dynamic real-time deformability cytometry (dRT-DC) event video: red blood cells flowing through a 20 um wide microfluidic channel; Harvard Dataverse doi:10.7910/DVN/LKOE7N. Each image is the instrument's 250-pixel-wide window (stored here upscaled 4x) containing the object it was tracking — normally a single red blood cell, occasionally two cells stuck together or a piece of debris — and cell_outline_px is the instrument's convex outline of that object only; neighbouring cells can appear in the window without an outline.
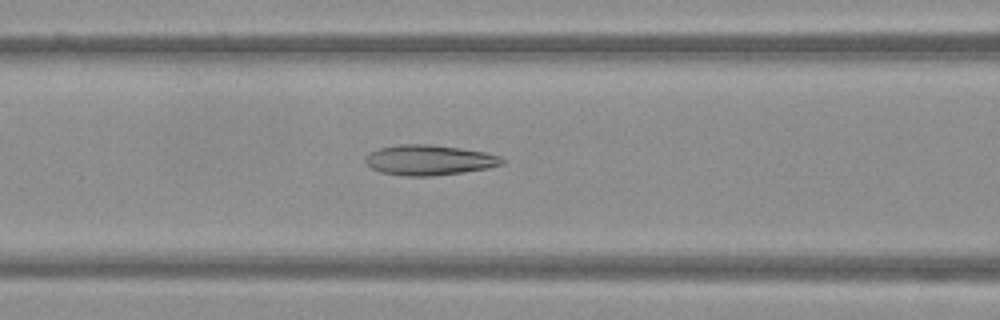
{"species": "Egyptian fruit bat (a non-hibernating species)", "species_latin": "Rousettus aegyptiacus", "temperature_condition": "warm", "stored_images_in_passage": 50, "camera_frame_rate_fps": 3000, "um_per_image_px": 0.085, "frame": {"image": 1, "passage_image": 21, "time_ms": 6.667, "image_size_px": [1000, 320], "cell_outline_px": [[508, 160], [504, 164], [488, 168], [432, 176], [404, 176], [380, 172], [372, 168], [364, 160], [364, 156], [380, 148], [400, 144], [428, 144], [460, 148], [484, 152], [500, 156]], "centroid_in_image_um": [36.5, 13.6], "position_along_channel_um": 130.1, "area_um2": 24.04}}
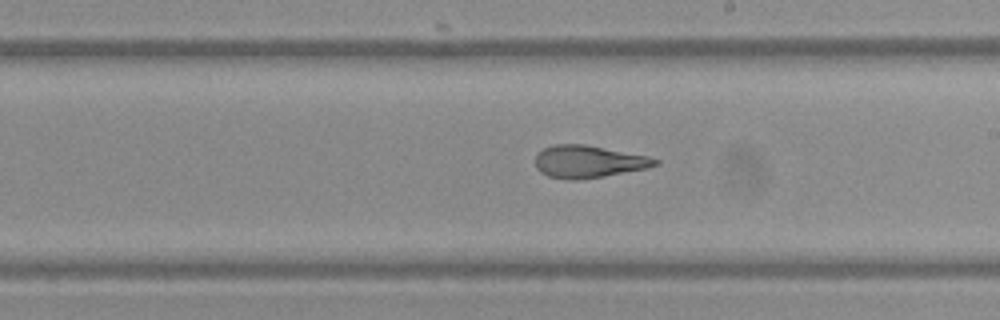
{"frame": {"image": 2, "passage_image": 29, "time_ms": 9.333, "image_size_px": [1000, 320], "cell_outline_px": [[660, 164], [648, 168], [604, 176], [576, 180], [568, 180], [548, 176], [540, 172], [536, 168], [536, 156], [544, 148], [552, 144], [584, 144], [648, 156], [660, 160]], "centroid_in_image_um": [50.03, 13.74], "position_along_channel_um": 239.0, "area_um2": 22.6}}
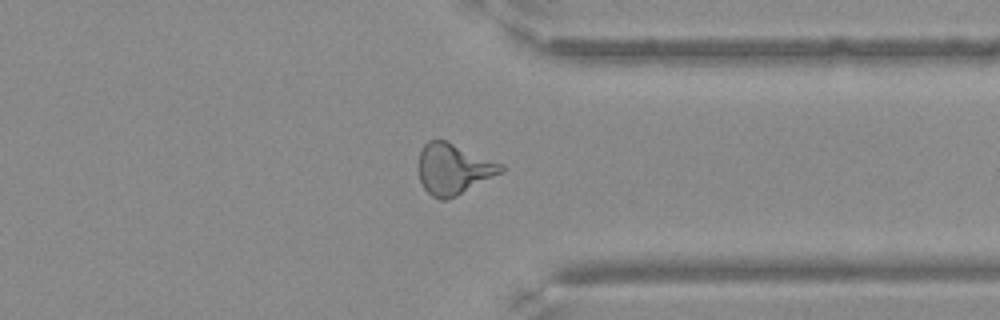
{"frame": {"image": 3, "passage_image": 39, "time_ms": 12.667, "image_size_px": [1000, 320], "cell_outline_px": [[504, 172], [456, 196], [444, 200], [440, 200], [432, 196], [424, 188], [420, 180], [420, 152], [424, 144], [428, 140], [448, 140], [504, 164]], "centroid_in_image_um": [38.59, 14.35], "position_along_channel_um": 372.8, "area_um2": 24.51}}